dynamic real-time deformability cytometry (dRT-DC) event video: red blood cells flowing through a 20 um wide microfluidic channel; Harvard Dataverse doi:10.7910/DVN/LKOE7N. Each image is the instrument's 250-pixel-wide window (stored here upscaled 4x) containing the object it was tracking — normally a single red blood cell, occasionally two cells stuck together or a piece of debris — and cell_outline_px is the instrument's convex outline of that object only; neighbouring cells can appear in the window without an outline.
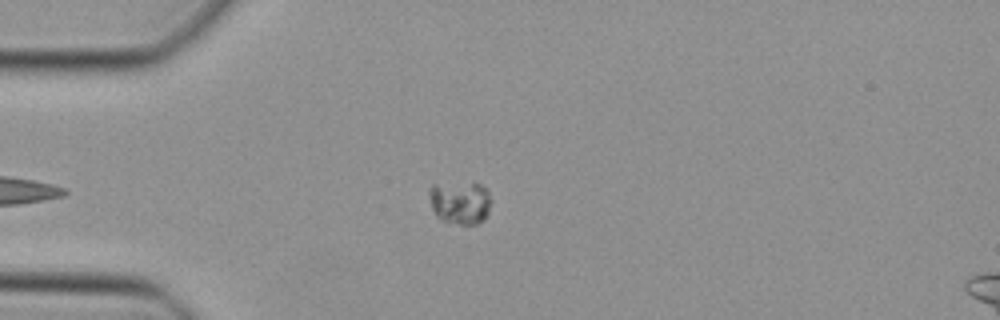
{"species": "Egyptian fruit bat (a non-hibernating species)", "species_latin": "Rousettus aegyptiacus", "temperature_condition": "cold", "stored_images_in_passage": 28, "camera_frame_rate_fps": 3000, "um_per_image_px": 0.085, "animal": {"sex": "female"}, "frame": {"image": 1, "passage_image": 2, "time_ms": 0.333, "image_size_px": [1000, 320], "cell_outline_px": [[492, 200], [488, 212], [484, 220], [476, 224], [460, 224], [444, 220], [436, 216], [432, 208], [428, 196], [428, 188], [432, 184], [480, 184], [488, 192]], "centroid_in_image_um": [39.09, 17.22], "position_along_channel_um": 45.9, "area_um2": 15.43}}
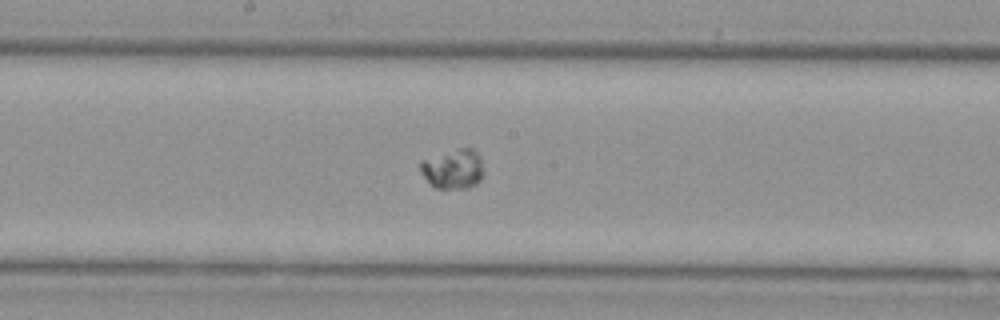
{"frame": {"image": 2, "passage_image": 15, "time_ms": 4.667, "image_size_px": [1000, 320], "cell_outline_px": [[484, 172], [480, 180], [476, 184], [468, 188], [436, 188], [420, 172], [420, 160], [460, 148], [472, 148], [480, 156]], "centroid_in_image_um": [38.54, 14.36], "position_along_channel_um": 209.7, "area_um2": 14.51}}
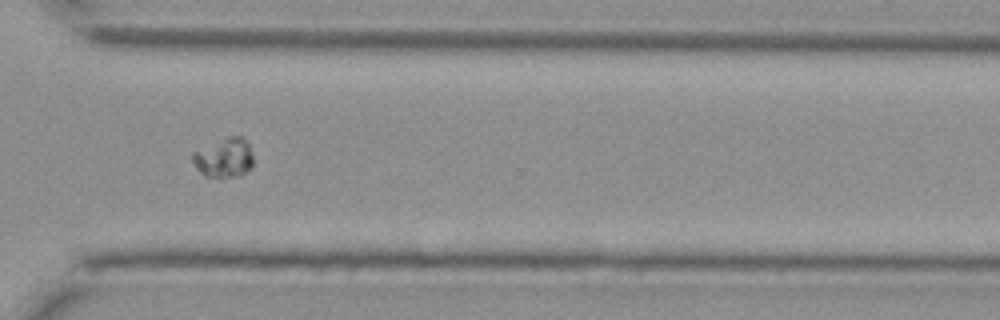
{"frame": {"image": 3, "passage_image": 25, "time_ms": 8.0, "image_size_px": [1000, 320], "cell_outline_px": [[252, 168], [240, 176], [204, 176], [196, 168], [192, 160], [192, 152], [228, 136], [240, 136], [248, 144], [252, 152]], "centroid_in_image_um": [19.05, 13.41], "position_along_channel_um": 351.6, "area_um2": 13.76}}